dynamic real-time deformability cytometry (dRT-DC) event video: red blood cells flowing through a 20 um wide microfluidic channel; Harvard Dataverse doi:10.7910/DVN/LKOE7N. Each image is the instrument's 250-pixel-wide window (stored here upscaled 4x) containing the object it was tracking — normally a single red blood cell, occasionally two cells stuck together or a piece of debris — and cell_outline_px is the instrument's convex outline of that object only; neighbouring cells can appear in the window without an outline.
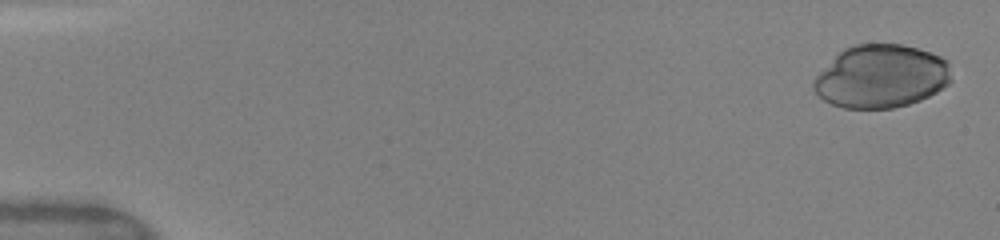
{"species": "human", "species_latin": "Homo sapiens", "temperature_condition": "warm", "stored_images_in_passage": 5, "camera_frame_rate_fps": 3000, "um_per_image_px": 0.085, "donor": {"sex": "female"}, "frame": {"image": 1, "passage_image": 1, "time_ms": 0.0, "image_size_px": [1000, 240], "cell_outline_px": [[952, 80], [948, 84], [936, 92], [920, 100], [908, 104], [892, 108], [844, 108], [832, 104], [824, 100], [812, 88], [812, 80], [836, 52], [844, 48], [856, 44], [904, 44], [940, 56], [948, 60]], "centroid_in_image_um": [74.87, 6.48], "position_along_channel_um": 10.1, "area_um2": 50.92}}
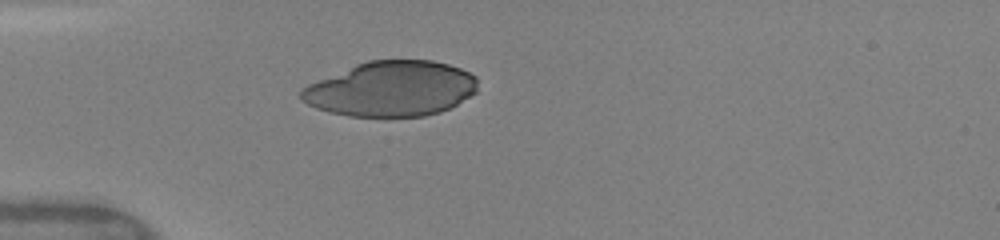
{"frame": {"image": 2, "passage_image": 5, "time_ms": 4.333, "image_size_px": [1000, 240], "cell_outline_px": [[476, 92], [456, 104], [440, 112], [424, 116], [348, 116], [316, 108], [300, 100], [300, 88], [308, 84], [356, 64], [368, 60], [432, 60], [448, 64], [460, 68], [476, 76]], "centroid_in_image_um": [33.23, 7.54], "position_along_channel_um": 51.8, "area_um2": 56.47}}